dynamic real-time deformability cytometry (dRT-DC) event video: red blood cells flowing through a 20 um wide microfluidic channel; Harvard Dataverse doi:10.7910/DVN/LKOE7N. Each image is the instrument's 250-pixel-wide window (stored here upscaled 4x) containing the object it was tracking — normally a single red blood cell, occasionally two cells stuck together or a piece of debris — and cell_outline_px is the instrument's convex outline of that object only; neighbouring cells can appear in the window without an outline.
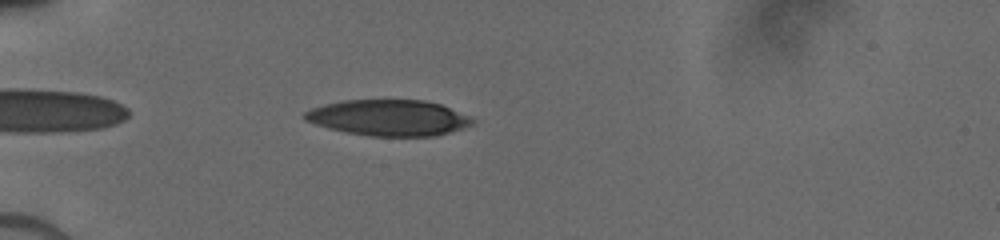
{"species": "human", "species_latin": "Homo sapiens", "temperature_condition": "cold", "stored_images_in_passage": 47, "camera_frame_rate_fps": 3000, "um_per_image_px": 0.085, "donor": {"sex": "male"}, "frame": {"image": 1, "passage_image": 3, "time_ms": 0.667, "image_size_px": [1000, 240], "cell_outline_px": [[476, 120], [472, 124], [436, 136], [368, 136], [328, 128], [304, 120], [300, 116], [304, 112], [312, 108], [324, 104], [340, 100], [424, 100], [440, 104], [472, 116]], "centroid_in_image_um": [33.02, 10.0], "position_along_channel_um": 52.0, "area_um2": 35.26}}
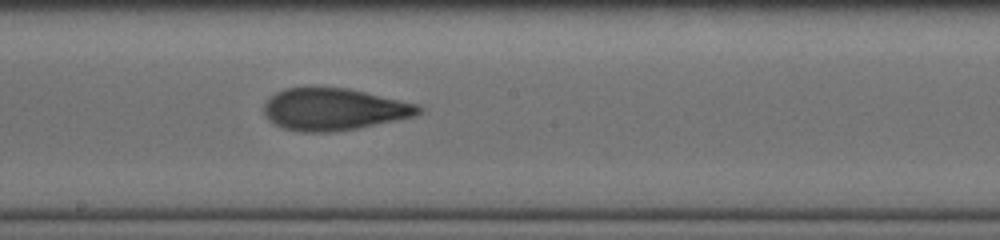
{"frame": {"image": 2, "passage_image": 20, "time_ms": 5.333, "image_size_px": [1000, 240], "cell_outline_px": [[424, 112], [416, 116], [356, 128], [332, 132], [304, 132], [284, 128], [272, 124], [268, 120], [264, 112], [264, 104], [276, 92], [284, 88], [348, 88], [420, 104], [424, 108]], "centroid_in_image_um": [28.42, 9.29], "position_along_channel_um": 219.8, "area_um2": 37.92}}
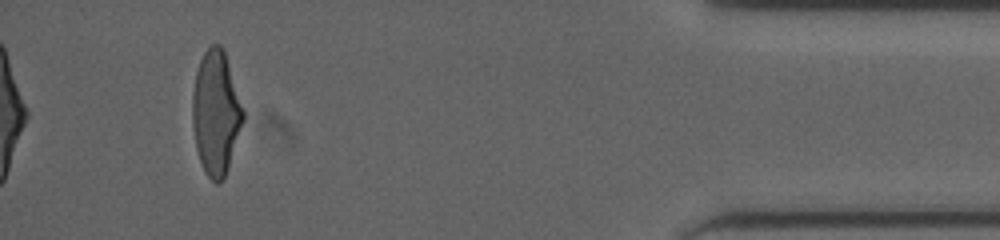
{"frame": {"image": 3, "passage_image": 44, "time_ms": 11.333, "image_size_px": [1000, 240], "cell_outline_px": [[244, 120], [228, 168], [224, 176], [216, 184], [204, 172], [196, 148], [192, 124], [192, 92], [196, 72], [200, 60], [204, 52], [212, 44], [220, 44], [224, 48], [244, 112]], "centroid_in_image_um": [18.34, 9.56], "position_along_channel_um": 416.9, "area_um2": 36.53}}